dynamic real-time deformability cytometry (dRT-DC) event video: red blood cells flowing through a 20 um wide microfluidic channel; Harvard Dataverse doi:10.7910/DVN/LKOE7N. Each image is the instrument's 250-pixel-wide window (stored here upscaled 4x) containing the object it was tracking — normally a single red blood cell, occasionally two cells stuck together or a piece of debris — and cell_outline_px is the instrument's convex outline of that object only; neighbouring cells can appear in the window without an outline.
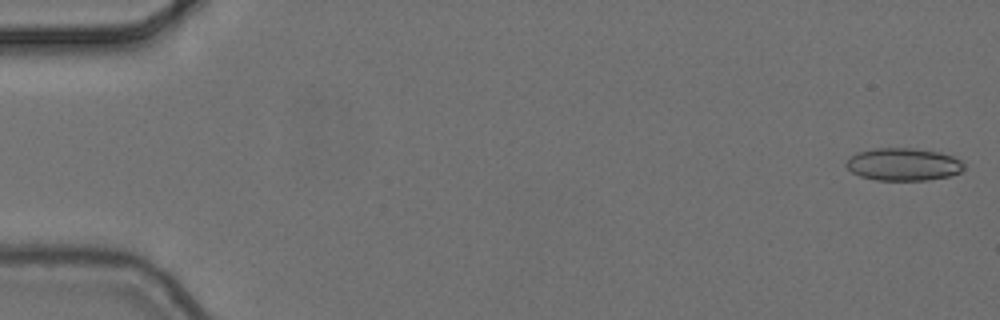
{"species": "common noctule bat (a hibernating species)", "species_latin": "Nyctalus noctula", "temperature_condition": "cold", "stored_images_in_passage": 10, "camera_frame_rate_fps": 3000, "um_per_image_px": 0.085, "animal": {"sex": "female", "body_mass_g": 24.6, "forearm_length_mm": 56.2}, "frame": {"image": 1, "passage_image": 1, "time_ms": 0.0, "image_size_px": [1000, 320], "cell_outline_px": [[964, 168], [960, 172], [948, 176], [928, 180], [876, 180], [860, 176], [852, 172], [844, 164], [856, 152], [876, 148], [912, 148], [940, 152], [952, 156], [960, 160], [964, 164]], "centroid_in_image_um": [76.78, 13.97], "position_along_channel_um": 8.2, "area_um2": 22.31}}
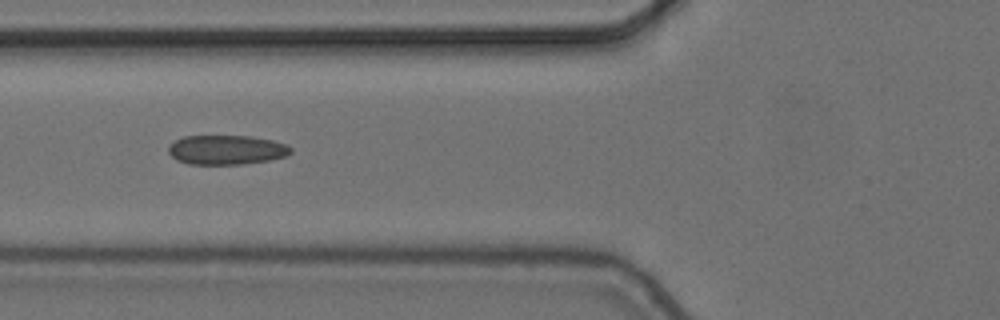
{"frame": {"image": 2, "passage_image": 6, "time_ms": 1.667, "image_size_px": [1000, 320], "cell_outline_px": [[292, 152], [288, 156], [268, 160], [240, 164], [188, 164], [176, 160], [168, 152], [168, 148], [176, 140], [184, 136], [252, 136], [272, 140], [288, 144], [292, 148]], "centroid_in_image_um": [19.29, 12.73], "position_along_channel_um": 106.5, "area_um2": 21.04}}
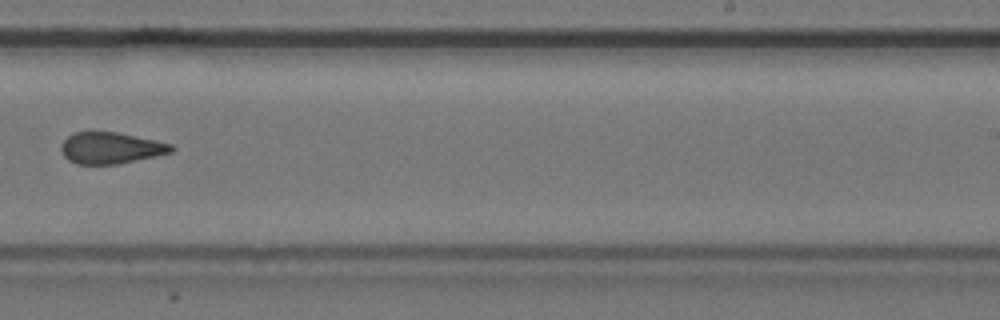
{"frame": {"image": 3, "passage_image": 10, "time_ms": 3.0, "image_size_px": [1000, 320], "cell_outline_px": [[176, 148], [172, 152], [156, 156], [120, 164], [76, 164], [68, 160], [64, 156], [60, 148], [64, 140], [72, 132], [88, 128], [116, 132], [156, 140], [172, 144]], "centroid_in_image_um": [9.38, 12.54], "position_along_channel_um": 279.6, "area_um2": 20.92}}